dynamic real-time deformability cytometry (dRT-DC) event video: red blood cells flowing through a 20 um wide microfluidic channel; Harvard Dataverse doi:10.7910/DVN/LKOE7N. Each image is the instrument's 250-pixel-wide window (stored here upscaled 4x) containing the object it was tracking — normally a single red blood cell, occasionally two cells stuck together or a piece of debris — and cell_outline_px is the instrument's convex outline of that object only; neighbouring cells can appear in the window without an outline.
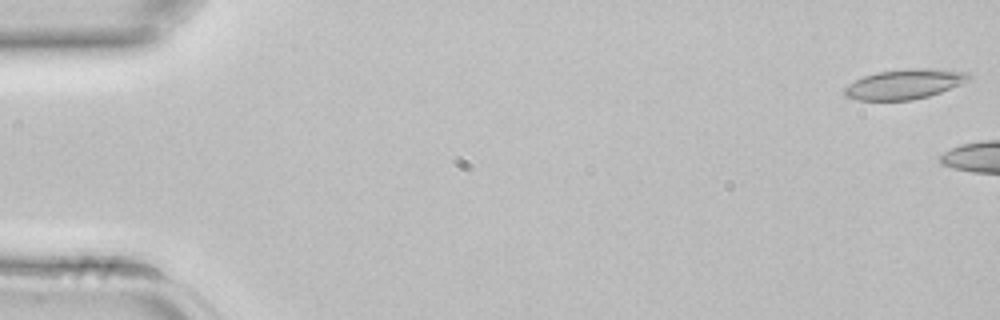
{"species": "common noctule bat (a hibernating species)", "species_latin": "Nyctalus noctula", "temperature_condition": "room temperature", "stored_images_in_passage": 7, "camera_frame_rate_fps": 3000, "um_per_image_px": 0.085, "animal": {"sex": "female", "body_mass_g": 22.7, "forearm_length_mm": 54.2}, "frame": {"image": 1, "passage_image": 1, "time_ms": 0.0, "image_size_px": [1000, 320], "cell_outline_px": [[972, 76], [968, 80], [940, 92], [928, 96], [912, 100], [856, 100], [844, 96], [844, 88], [848, 84], [864, 76], [876, 72], [908, 68], [924, 68], [968, 72]], "centroid_in_image_um": [76.84, 7.15], "position_along_channel_um": 8.2, "area_um2": 21.5}}